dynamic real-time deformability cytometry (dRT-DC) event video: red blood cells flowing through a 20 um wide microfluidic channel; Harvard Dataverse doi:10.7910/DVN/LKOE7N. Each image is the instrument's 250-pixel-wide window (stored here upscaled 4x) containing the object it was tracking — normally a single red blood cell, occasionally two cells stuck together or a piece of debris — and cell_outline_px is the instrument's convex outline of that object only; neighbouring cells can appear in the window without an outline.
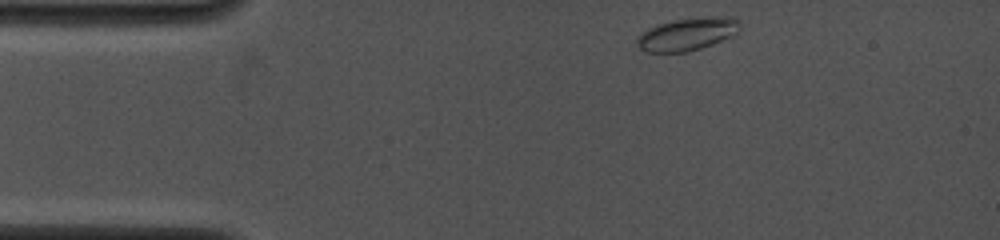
{"species": "common noctule bat (a hibernating species)", "species_latin": "Nyctalus noctula", "temperature_condition": "cold", "stored_images_in_passage": 24, "camera_frame_rate_fps": 4000, "um_per_image_px": 0.085, "animal": {"sex": "female", "body_mass_g": 19.0, "forearm_length_mm": 53.3}, "frame": {"image": 1, "passage_image": 1, "time_ms": 0.0, "image_size_px": [1000, 240], "cell_outline_px": [[740, 24], [736, 32], [732, 36], [712, 44], [688, 52], [644, 52], [636, 44], [636, 40], [648, 28], [660, 24], [676, 20], [712, 16], [732, 16], [740, 20]], "centroid_in_image_um": [58.45, 2.9], "position_along_channel_um": 26.6, "area_um2": 19.42}}
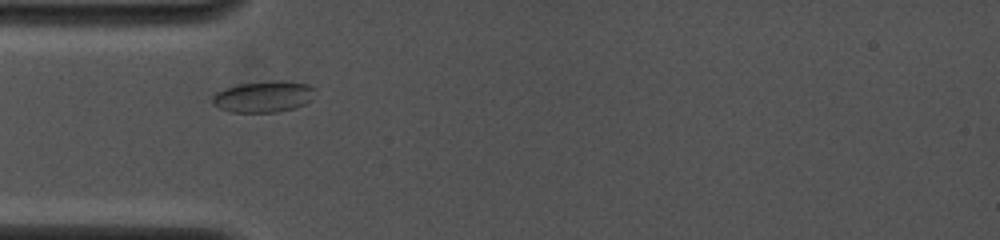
{"frame": {"image": 2, "passage_image": 16, "time_ms": 2.25, "image_size_px": [1000, 240], "cell_outline_px": [[316, 88], [308, 100], [304, 104], [296, 108], [276, 112], [228, 112], [212, 104], [212, 96], [216, 92], [224, 88], [240, 84], [272, 80], [288, 80], [308, 84]], "centroid_in_image_um": [22.38, 8.2], "position_along_channel_um": 62.6, "area_um2": 18.84}}